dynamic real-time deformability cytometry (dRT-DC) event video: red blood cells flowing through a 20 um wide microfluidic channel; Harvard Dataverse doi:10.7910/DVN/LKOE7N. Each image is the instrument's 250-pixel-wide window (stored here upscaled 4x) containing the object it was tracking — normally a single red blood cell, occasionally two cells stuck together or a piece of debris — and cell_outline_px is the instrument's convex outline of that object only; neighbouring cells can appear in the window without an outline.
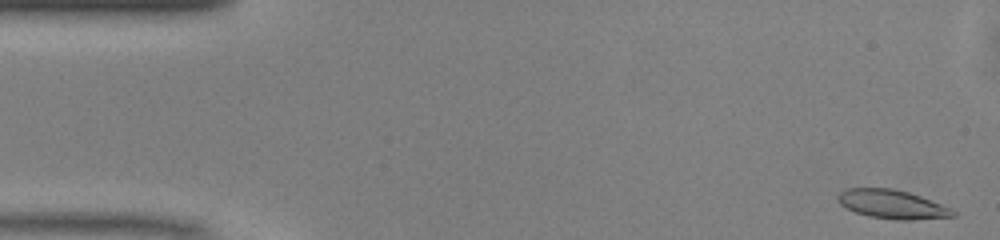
{"species": "common noctule bat (a hibernating species)", "species_latin": "Nyctalus noctula", "temperature_condition": "warm", "stored_images_in_passage": 14, "camera_frame_rate_fps": 3000, "um_per_image_px": 0.085, "animal": {"sex": "male", "body_mass_g": 13.0, "forearm_length_mm": 53.1}, "frame": {"image": 1, "passage_image": 1, "time_ms": 0.0, "image_size_px": [1000, 240], "cell_outline_px": [[956, 216], [912, 220], [896, 220], [868, 216], [856, 212], [840, 204], [836, 196], [840, 192], [848, 188], [892, 188], [908, 192], [920, 196], [952, 208], [956, 212]], "centroid_in_image_um": [75.85, 17.37], "position_along_channel_um": 9.2, "area_um2": 19.31}}
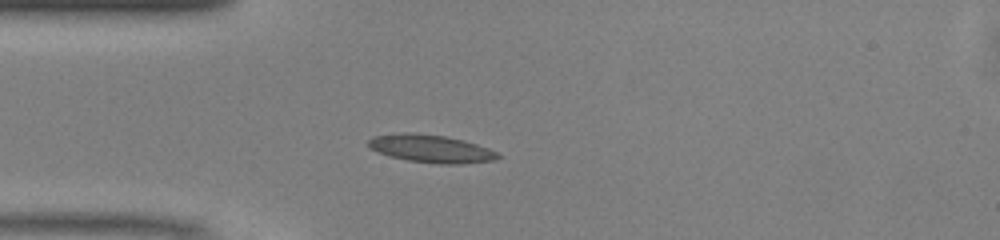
{"frame": {"image": 2, "passage_image": 12, "time_ms": 3.667, "image_size_px": [1000, 240], "cell_outline_px": [[504, 156], [492, 160], [460, 164], [440, 164], [408, 160], [388, 156], [368, 148], [368, 140], [372, 136], [404, 132], [412, 132], [444, 136], [464, 140], [488, 148]], "centroid_in_image_um": [36.6, 12.63], "position_along_channel_um": 48.4, "area_um2": 21.04}}